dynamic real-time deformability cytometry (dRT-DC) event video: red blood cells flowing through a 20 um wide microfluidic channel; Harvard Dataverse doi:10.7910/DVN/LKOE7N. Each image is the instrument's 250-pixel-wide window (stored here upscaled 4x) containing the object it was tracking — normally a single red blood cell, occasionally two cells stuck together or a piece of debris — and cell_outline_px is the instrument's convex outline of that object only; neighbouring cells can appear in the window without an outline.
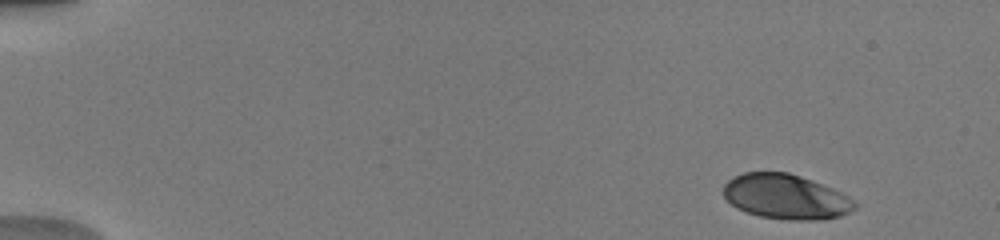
{"species": "human", "species_latin": "Homo sapiens", "temperature_condition": "warm", "stored_images_in_passage": 10, "camera_frame_rate_fps": 3000, "um_per_image_px": 0.085, "donor": {"sex": "male"}, "frame": {"image": 1, "passage_image": 2, "time_ms": 0.333, "image_size_px": [1000, 240], "cell_outline_px": [[860, 204], [856, 208], [840, 216], [824, 220], [788, 220], [760, 216], [736, 208], [724, 196], [724, 184], [732, 176], [744, 172], [788, 172], [812, 180], [832, 188], [848, 196]], "centroid_in_image_um": [66.81, 16.72], "position_along_channel_um": 18.2, "area_um2": 34.45}}
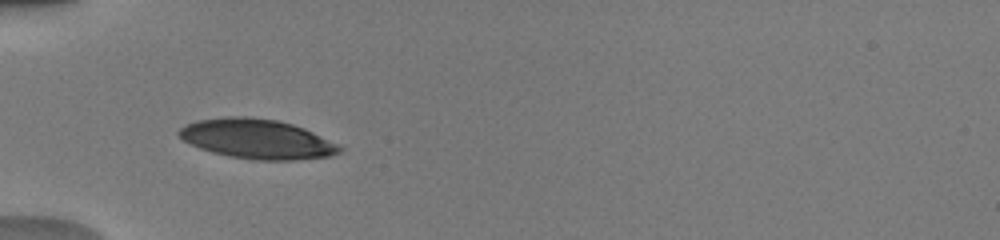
{"frame": {"image": 2, "passage_image": 9, "time_ms": 4.667, "image_size_px": [1000, 240], "cell_outline_px": [[344, 148], [340, 152], [332, 156], [292, 160], [256, 160], [232, 156], [212, 152], [200, 148], [184, 140], [176, 132], [184, 124], [196, 120], [224, 116], [248, 116], [280, 120], [304, 128], [340, 144]], "centroid_in_image_um": [21.87, 11.79], "position_along_channel_um": 63.1, "area_um2": 37.34}}